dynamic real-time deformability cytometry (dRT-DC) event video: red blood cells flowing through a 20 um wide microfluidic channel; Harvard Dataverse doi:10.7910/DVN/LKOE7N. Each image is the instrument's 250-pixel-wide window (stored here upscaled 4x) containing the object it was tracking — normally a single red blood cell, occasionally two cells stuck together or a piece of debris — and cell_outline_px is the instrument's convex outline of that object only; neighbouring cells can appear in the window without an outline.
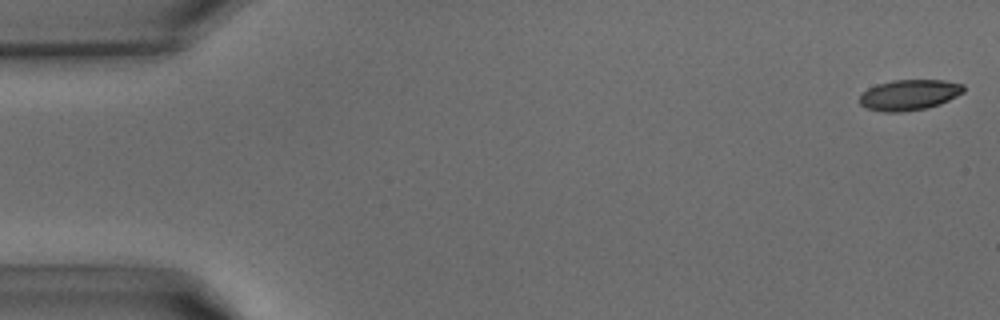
{"species": "common noctule bat (a hibernating species)", "species_latin": "Nyctalus noctula", "temperature_condition": "warm", "stored_images_in_passage": 40, "camera_frame_rate_fps": 3000, "um_per_image_px": 0.085, "animal": {"sex": "male", "body_mass_g": 15.6}, "frame": {"image": 1, "passage_image": 1, "time_ms": 0.0, "image_size_px": [1000, 320], "cell_outline_px": [[964, 92], [940, 104], [928, 108], [900, 112], [884, 112], [864, 108], [860, 104], [860, 96], [868, 88], [876, 84], [892, 80], [944, 80], [964, 84]], "centroid_in_image_um": [77.28, 8.06], "position_along_channel_um": 7.7, "area_um2": 18.67}}
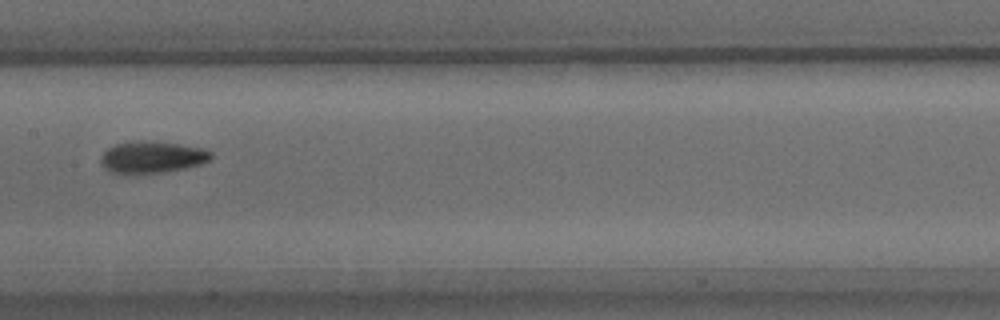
{"frame": {"image": 2, "passage_image": 20, "time_ms": 6.333, "image_size_px": [1000, 320], "cell_outline_px": [[212, 156], [208, 160], [200, 164], [184, 168], [164, 172], [108, 172], [100, 164], [100, 156], [108, 148], [116, 144], [176, 144], [204, 148], [212, 152]], "centroid_in_image_um": [12.93, 13.4], "position_along_channel_um": 194.5, "area_um2": 19.13}}
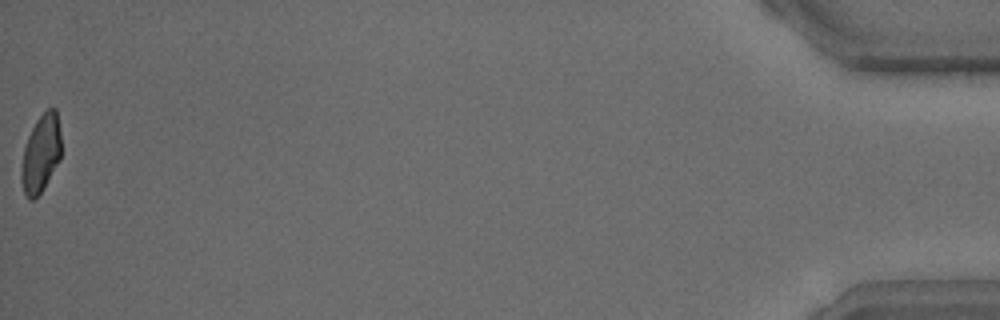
{"frame": {"image": 3, "passage_image": 40, "time_ms": 13.0, "image_size_px": [1000, 320], "cell_outline_px": [[60, 160], [44, 188], [32, 200], [28, 200], [24, 192], [20, 180], [20, 168], [24, 148], [28, 136], [36, 120], [48, 108], [56, 108], [60, 132]], "centroid_in_image_um": [3.46, 13.07], "position_along_channel_um": 431.7, "area_um2": 18.09}}